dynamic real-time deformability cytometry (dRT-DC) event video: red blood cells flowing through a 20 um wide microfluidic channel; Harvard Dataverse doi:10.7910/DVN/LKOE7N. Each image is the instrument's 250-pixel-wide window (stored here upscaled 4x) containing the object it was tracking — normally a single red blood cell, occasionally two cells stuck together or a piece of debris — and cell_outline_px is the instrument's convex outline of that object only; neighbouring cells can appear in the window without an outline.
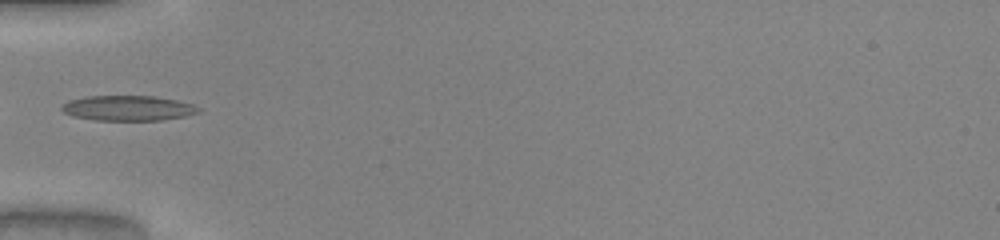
{"species": "common noctule bat (a hibernating species)", "species_latin": "Nyctalus noctula", "temperature_condition": "warm", "stored_images_in_passage": 33, "camera_frame_rate_fps": 3000, "um_per_image_px": 0.085, "animal": {"sex": "male", "body_mass_g": 20.0, "forearm_length_mm": 53.3}, "frame": {"image": 1, "passage_image": 1, "time_ms": 0.0, "image_size_px": [1000, 240], "cell_outline_px": [[200, 112], [184, 116], [160, 120], [96, 120], [72, 116], [64, 112], [60, 108], [68, 100], [88, 96], [152, 96], [176, 100], [192, 104], [200, 108]], "centroid_in_image_um": [10.86, 9.19], "position_along_channel_um": 74.1, "area_um2": 19.88}}